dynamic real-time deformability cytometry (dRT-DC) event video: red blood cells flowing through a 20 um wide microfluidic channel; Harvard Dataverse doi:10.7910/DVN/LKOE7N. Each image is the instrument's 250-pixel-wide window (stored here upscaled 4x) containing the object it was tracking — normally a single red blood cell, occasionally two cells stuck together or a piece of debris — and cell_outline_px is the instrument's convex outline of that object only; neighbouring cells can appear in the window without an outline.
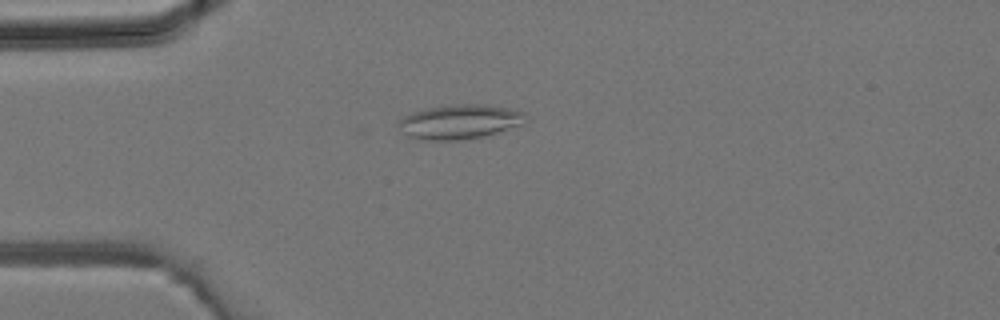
{"species": "common noctule bat (a hibernating species)", "species_latin": "Nyctalus noctula", "temperature_condition": "room temperature", "stored_images_in_passage": 32, "camera_frame_rate_fps": 3000, "um_per_image_px": 0.085, "animal": {"sex": "male", "body_mass_g": 19.2, "forearm_length_mm": 51.8}, "frame": {"image": 1, "passage_image": 4, "time_ms": 1.0, "image_size_px": [1000, 320], "cell_outline_px": [[528, 120], [524, 124], [484, 136], [460, 140], [420, 140], [408, 136], [404, 132], [400, 124], [400, 120], [404, 116], [412, 112], [428, 108], [456, 104], [484, 104], [508, 108], [524, 112], [528, 116]], "centroid_in_image_um": [39.14, 10.35], "position_along_channel_um": 45.9, "area_um2": 25.43}}
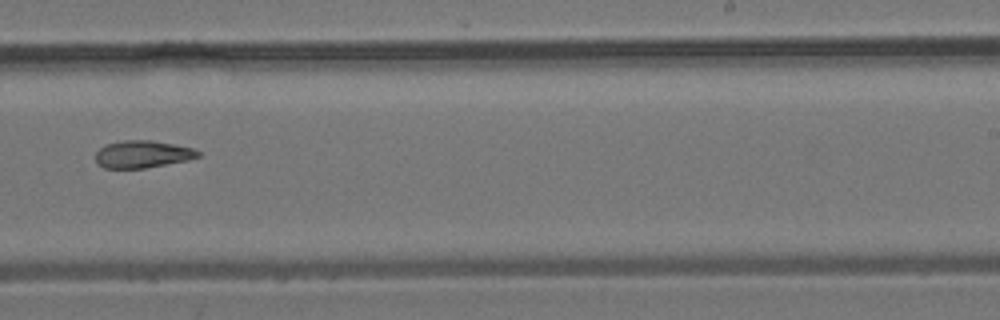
{"frame": {"image": 2, "passage_image": 18, "time_ms": 5.667, "image_size_px": [1000, 320], "cell_outline_px": [[200, 156], [188, 160], [144, 168], [104, 168], [96, 164], [96, 152], [104, 144], [124, 140], [152, 140], [192, 148], [200, 152]], "centroid_in_image_um": [12.08, 13.1], "position_along_channel_um": 276.9, "area_um2": 16.3}}
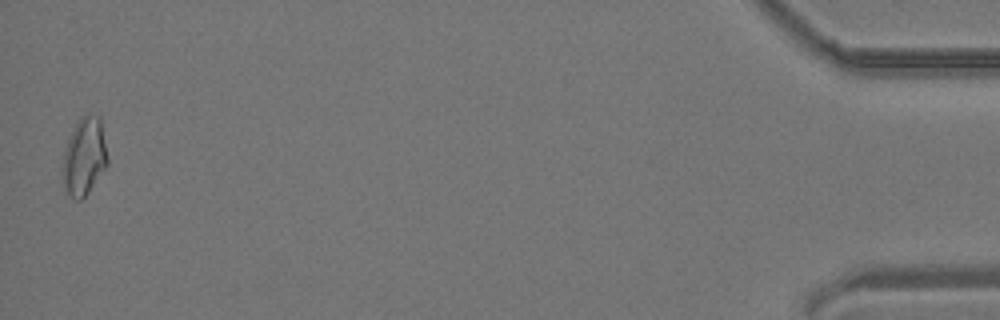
{"frame": {"image": 3, "passage_image": 32, "time_ms": 10.333, "image_size_px": [1000, 320], "cell_outline_px": [[108, 164], [88, 192], [80, 200], [76, 200], [68, 196], [64, 192], [60, 176], [60, 172], [64, 152], [68, 140], [80, 116], [100, 116], [108, 160]], "centroid_in_image_um": [7.12, 13.38], "position_along_channel_um": 428.1, "area_um2": 20.46}}